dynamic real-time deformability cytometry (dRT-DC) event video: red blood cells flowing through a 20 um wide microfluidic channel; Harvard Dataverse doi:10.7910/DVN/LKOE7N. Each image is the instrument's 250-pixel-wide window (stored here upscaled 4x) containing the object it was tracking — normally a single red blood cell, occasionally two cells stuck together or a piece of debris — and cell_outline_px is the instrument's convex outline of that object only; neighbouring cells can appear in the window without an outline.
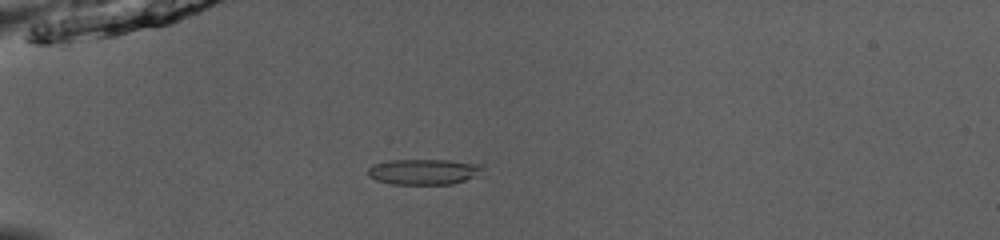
{"species": "common noctule bat (a hibernating species)", "species_latin": "Nyctalus noctula", "temperature_condition": "room temperature", "stored_images_in_passage": 37, "camera_frame_rate_fps": 3000, "um_per_image_px": 0.085, "animal": {"sex": "male", "body_mass_g": 13.0, "forearm_length_mm": 53.1}, "frame": {"image": 1, "passage_image": 1, "time_ms": 0.0, "image_size_px": [1000, 240], "cell_outline_px": [[484, 168], [476, 176], [452, 184], [392, 184], [376, 180], [368, 176], [368, 168], [372, 164], [388, 160], [448, 160], [484, 164]], "centroid_in_image_um": [36.01, 14.59], "position_along_channel_um": 49.0, "area_um2": 17.22}}
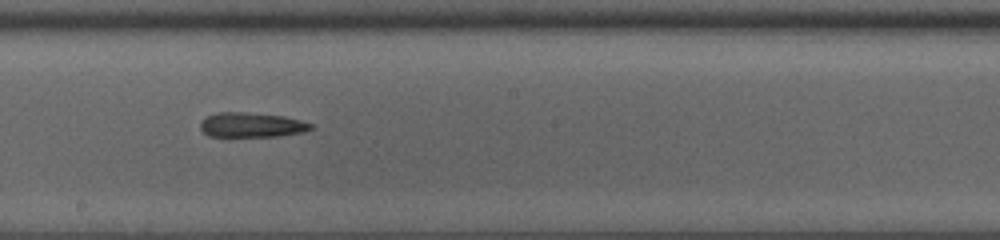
{"frame": {"image": 2, "passage_image": 16, "time_ms": 5.0, "image_size_px": [1000, 240], "cell_outline_px": [[316, 128], [304, 132], [280, 136], [208, 136], [200, 128], [200, 124], [208, 116], [216, 112], [244, 112], [284, 116], [316, 124]], "centroid_in_image_um": [21.47, 10.62], "position_along_channel_um": 226.7, "area_um2": 16.01}}
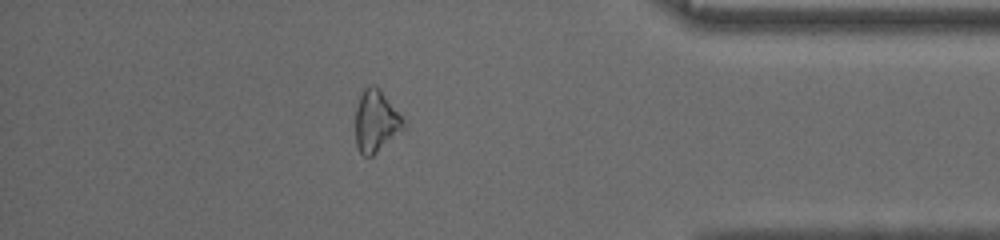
{"frame": {"image": 3, "passage_image": 31, "time_ms": 10.0, "image_size_px": [1000, 240], "cell_outline_px": [[404, 128], [372, 156], [364, 156], [360, 152], [356, 144], [356, 108], [360, 96], [364, 88], [372, 84], [380, 88], [404, 120]], "centroid_in_image_um": [31.94, 10.28], "position_along_channel_um": 403.3, "area_um2": 16.99}, "authors_computed_cell_mechanics": {"area_um2": 16.5886, "velocity_mm_per_s": 3.9849, "shape_relaxation_time_tau1_ms": null, "shape_relaxation_time_tau2_ms": 5.0274, "deformation_change_tau1": null, "deformation_change_tau2": 0.1989}}